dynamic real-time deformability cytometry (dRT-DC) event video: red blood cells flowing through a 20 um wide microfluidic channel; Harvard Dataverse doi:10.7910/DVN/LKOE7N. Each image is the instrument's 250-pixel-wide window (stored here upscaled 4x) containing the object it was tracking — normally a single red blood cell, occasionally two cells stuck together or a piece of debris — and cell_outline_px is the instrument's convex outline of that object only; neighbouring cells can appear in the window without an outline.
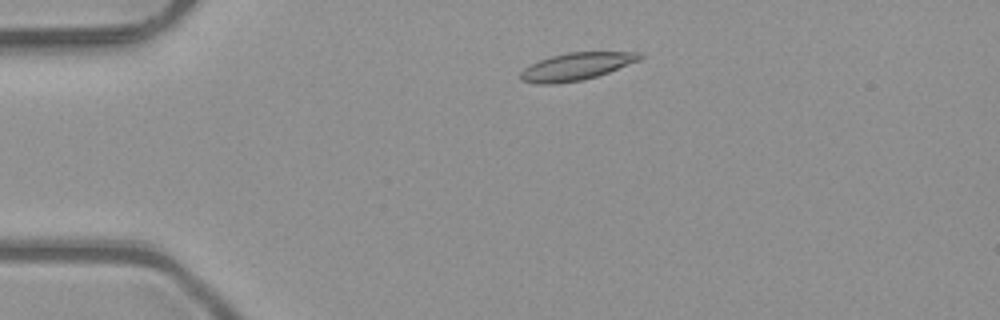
{"species": "common noctule bat (a hibernating species)", "species_latin": "Nyctalus noctula", "temperature_condition": "room temperature", "stored_images_in_passage": 3, "camera_frame_rate_fps": 3000, "um_per_image_px": 0.085, "animal": {"sex": "male", "body_mass_g": 23.1, "forearm_length_mm": 52.7}, "frame": {"image": 1, "passage_image": 2, "time_ms": 0.333, "image_size_px": [1000, 320], "cell_outline_px": [[644, 56], [640, 60], [608, 72], [584, 80], [556, 84], [536, 84], [520, 80], [520, 72], [524, 68], [540, 60], [552, 56], [568, 52], [640, 52]], "centroid_in_image_um": [48.98, 5.66], "position_along_channel_um": 36.0, "area_um2": 19.02}}